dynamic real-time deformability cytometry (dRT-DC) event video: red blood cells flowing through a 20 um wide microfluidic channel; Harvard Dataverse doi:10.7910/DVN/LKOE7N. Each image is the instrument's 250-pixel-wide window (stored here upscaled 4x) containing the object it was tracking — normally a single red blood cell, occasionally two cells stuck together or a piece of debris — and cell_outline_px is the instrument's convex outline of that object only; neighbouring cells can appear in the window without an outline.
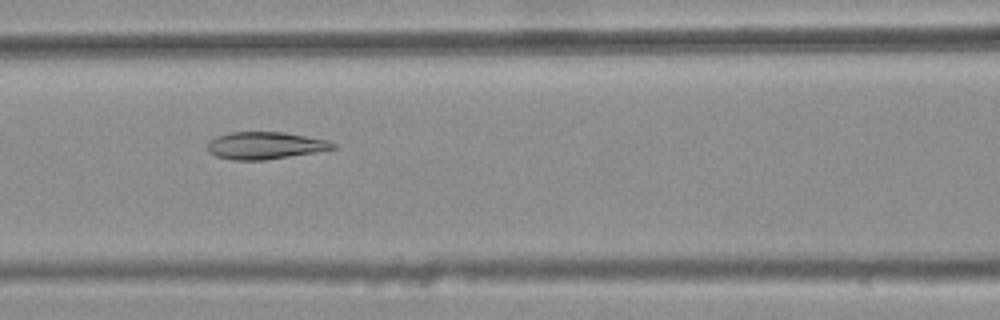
{"species": "common noctule bat (a hibernating species)", "species_latin": "Nyctalus noctula", "temperature_condition": "warm", "stored_images_in_passage": 32, "camera_frame_rate_fps": 3000, "um_per_image_px": 0.085, "animal": {"sex": "female", "body_mass_g": 25.1}, "frame": {"image": 1, "passage_image": 7, "time_ms": 2.0, "image_size_px": [1000, 320], "cell_outline_px": [[336, 148], [264, 160], [232, 160], [216, 156], [208, 152], [208, 140], [216, 136], [228, 132], [284, 132], [328, 140], [336, 144]], "centroid_in_image_um": [22.48, 12.36], "position_along_channel_um": 144.1, "area_um2": 19.83}}
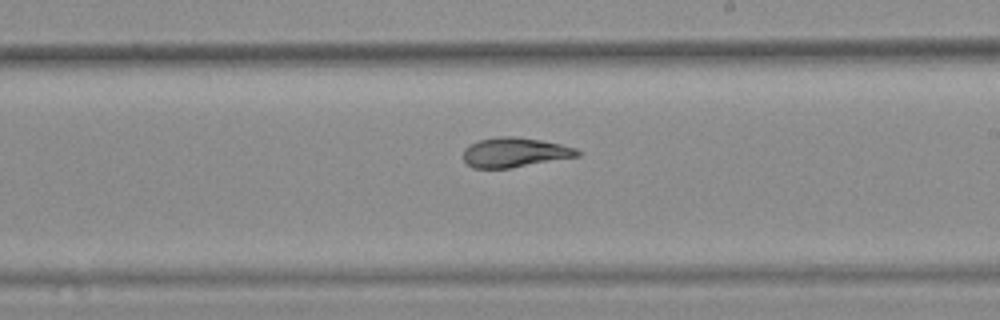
{"frame": {"image": 2, "passage_image": 15, "time_ms": 4.667, "image_size_px": [1000, 320], "cell_outline_px": [[584, 152], [580, 156], [512, 168], [472, 168], [464, 160], [464, 148], [468, 144], [480, 140], [496, 136], [516, 136], [540, 140], [560, 144], [576, 148]], "centroid_in_image_um": [43.77, 12.95], "position_along_channel_um": 245.2, "area_um2": 19.94}}
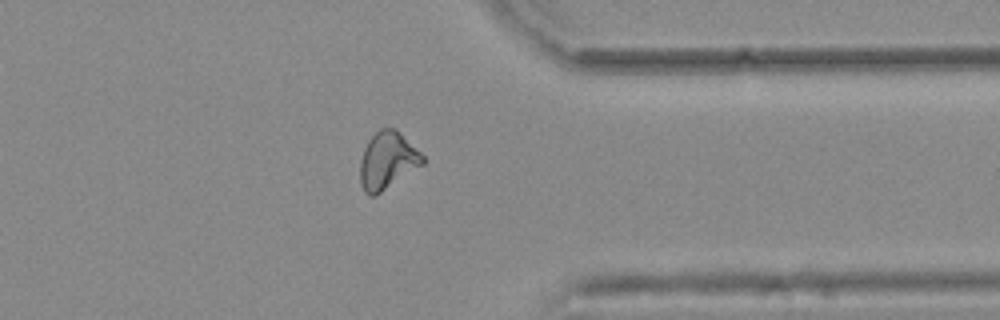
{"frame": {"image": 3, "passage_image": 26, "time_ms": 8.333, "image_size_px": [1000, 320], "cell_outline_px": [[424, 164], [376, 196], [368, 196], [364, 192], [360, 180], [360, 160], [364, 148], [368, 140], [380, 128], [396, 128], [424, 156]], "centroid_in_image_um": [32.93, 13.66], "position_along_channel_um": 378.5, "area_um2": 20.98}, "authors_computed_cell_mechanics": {"area_um2": 20.2011, "velocity_mm_per_s": 3.8078, "shape_relaxation_time_tau1_ms": null, "shape_relaxation_time_tau2_ms": 1.7081, "deformation_change_tau1": null, "deformation_change_tau2": 0.0532}}